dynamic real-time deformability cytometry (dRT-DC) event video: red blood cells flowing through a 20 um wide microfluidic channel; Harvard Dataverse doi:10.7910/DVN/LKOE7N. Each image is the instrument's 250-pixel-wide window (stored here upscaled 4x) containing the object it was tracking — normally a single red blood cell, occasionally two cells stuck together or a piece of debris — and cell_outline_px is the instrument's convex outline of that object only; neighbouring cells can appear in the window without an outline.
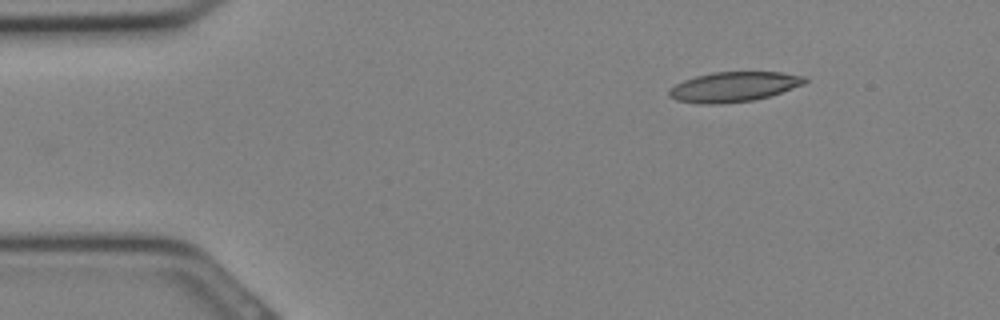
{"species": "Egyptian fruit bat (a non-hibernating species)", "species_latin": "Rousettus aegyptiacus", "temperature_condition": "cold", "stored_images_in_passage": 25, "camera_frame_rate_fps": 3000, "um_per_image_px": 0.085, "animal": {"sex": "female"}, "frame": {"image": 1, "passage_image": 1, "time_ms": 0.0, "image_size_px": [1000, 320], "cell_outline_px": [[808, 80], [804, 84], [768, 96], [752, 100], [720, 104], [700, 104], [676, 100], [668, 96], [668, 92], [676, 84], [684, 80], [696, 76], [712, 72], [780, 72], [804, 76]], "centroid_in_image_um": [62.35, 7.38], "position_along_channel_um": 22.7, "area_um2": 23.47}}
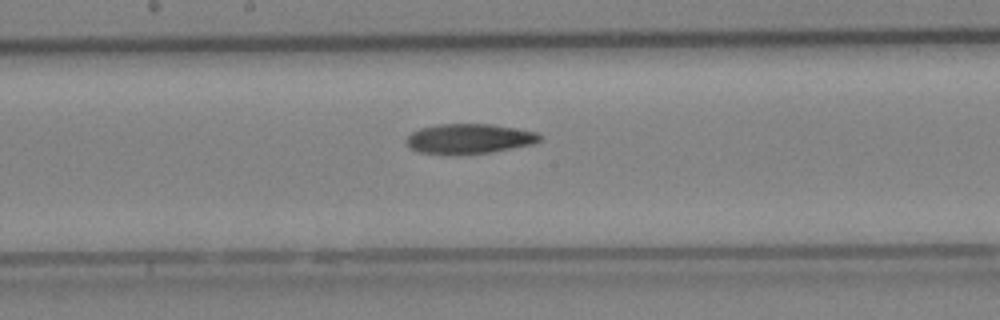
{"frame": {"image": 2, "passage_image": 13, "time_ms": 4.0, "image_size_px": [1000, 320], "cell_outline_px": [[540, 140], [532, 144], [492, 152], [460, 156], [448, 156], [420, 152], [408, 148], [404, 140], [412, 132], [420, 128], [440, 124], [492, 124], [516, 128], [536, 132], [540, 136]], "centroid_in_image_um": [39.81, 11.82], "position_along_channel_um": 208.4, "area_um2": 23.76}}
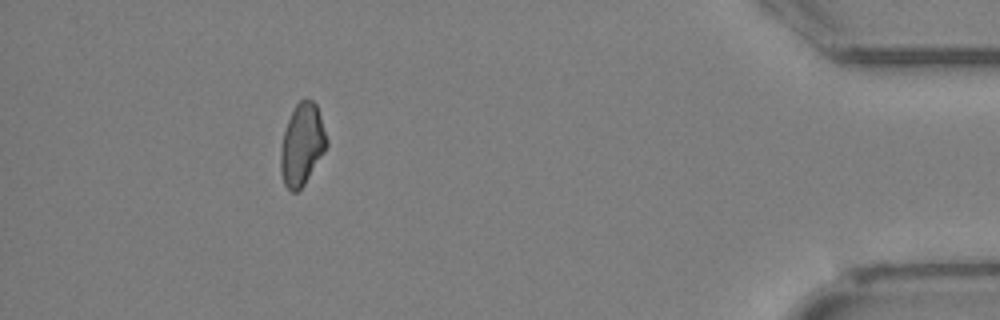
{"frame": {"image": 3, "passage_image": 25, "time_ms": 8.0, "image_size_px": [1000, 320], "cell_outline_px": [[328, 144], [324, 152], [304, 184], [296, 192], [292, 192], [284, 184], [280, 172], [280, 148], [284, 132], [288, 120], [296, 104], [300, 100], [312, 100], [316, 104], [328, 140]], "centroid_in_image_um": [25.66, 12.3], "position_along_channel_um": 409.5, "area_um2": 21.68}}